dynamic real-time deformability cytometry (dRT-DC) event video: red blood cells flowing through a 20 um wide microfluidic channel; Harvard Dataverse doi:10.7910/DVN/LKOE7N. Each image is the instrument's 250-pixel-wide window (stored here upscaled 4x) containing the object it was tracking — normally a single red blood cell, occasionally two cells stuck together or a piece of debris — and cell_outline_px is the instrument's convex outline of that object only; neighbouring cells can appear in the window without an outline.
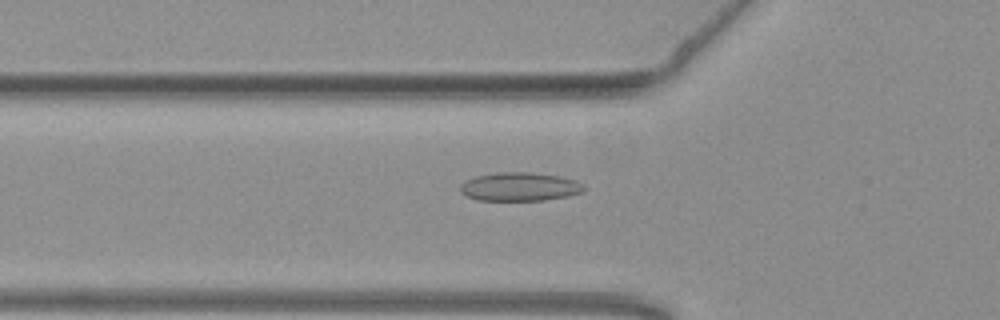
{"species": "common noctule bat (a hibernating species)", "species_latin": "Nyctalus noctula", "temperature_condition": "warm", "stored_images_in_passage": 54, "camera_frame_rate_fps": 3000, "um_per_image_px": 0.085, "animal": {"sex": "female", "body_mass_g": 19.3, "forearm_length_mm": 54.1}, "frame": {"image": 1, "passage_image": 19, "time_ms": 6.0, "image_size_px": [1000, 320], "cell_outline_px": [[584, 188], [580, 192], [568, 196], [544, 200], [480, 200], [468, 196], [460, 192], [460, 184], [464, 180], [476, 176], [500, 172], [528, 172], [556, 176], [576, 180]], "centroid_in_image_um": [44.12, 15.87], "position_along_channel_um": 81.7, "area_um2": 20.29}}
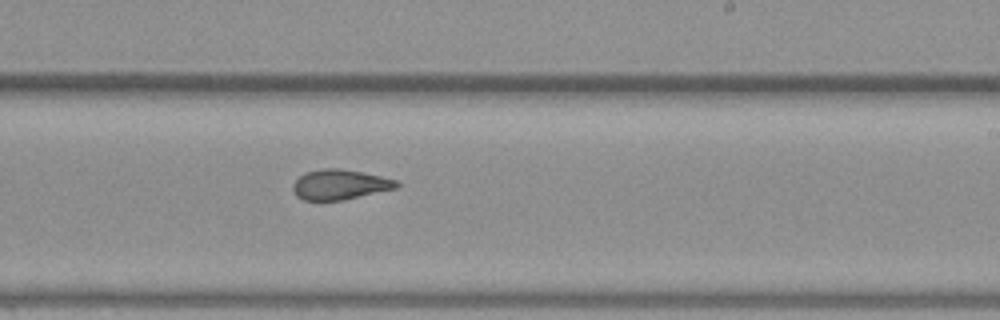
{"frame": {"image": 2, "passage_image": 33, "time_ms": 10.667, "image_size_px": [1000, 320], "cell_outline_px": [[400, 184], [396, 188], [344, 200], [304, 200], [296, 196], [292, 188], [292, 184], [300, 176], [308, 172], [324, 168], [340, 168], [380, 176], [396, 180]], "centroid_in_image_um": [28.87, 15.69], "position_along_channel_um": 260.1, "area_um2": 17.98}}
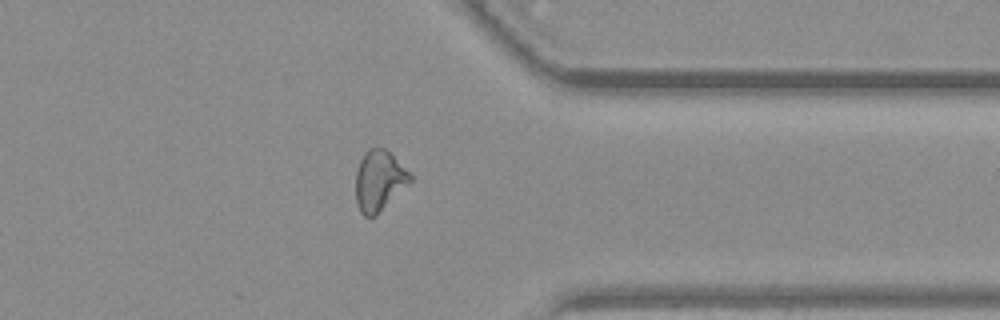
{"frame": {"image": 3, "passage_image": 43, "time_ms": 14.0, "image_size_px": [1000, 320], "cell_outline_px": [[412, 180], [376, 216], [364, 216], [360, 212], [356, 204], [356, 172], [360, 160], [364, 152], [368, 148], [384, 148], [412, 176]], "centroid_in_image_um": [32.19, 15.38], "position_along_channel_um": 379.2, "area_um2": 18.9}, "authors_computed_cell_mechanics": {"area_um2": 19.9699, "velocity_mm_per_s": 3.8013, "shape_relaxation_time_tau1_ms": null, "shape_relaxation_time_tau2_ms": 2.2357, "deformation_change_tau1": null, "deformation_change_tau2": 0.0864}}